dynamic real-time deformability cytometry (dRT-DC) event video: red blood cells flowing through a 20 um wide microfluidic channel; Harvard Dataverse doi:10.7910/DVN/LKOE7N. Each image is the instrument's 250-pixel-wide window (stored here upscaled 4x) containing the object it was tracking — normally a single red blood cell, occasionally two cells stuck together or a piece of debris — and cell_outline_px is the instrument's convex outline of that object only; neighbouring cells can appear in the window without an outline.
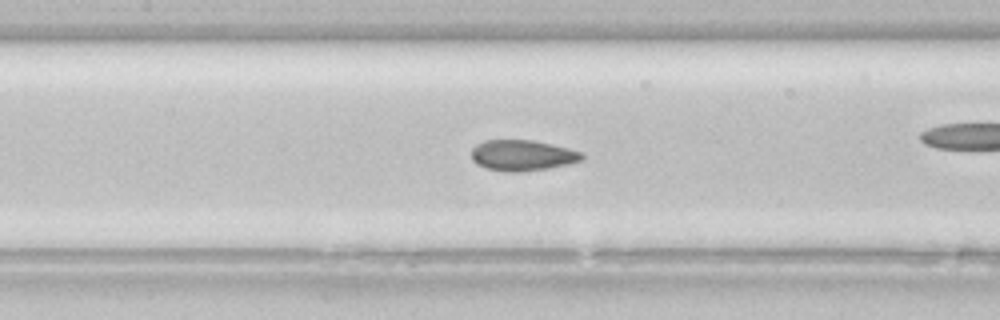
{"species": "common noctule bat (a hibernating species)", "species_latin": "Nyctalus noctula", "temperature_condition": "room temperature", "stored_images_in_passage": 54, "camera_frame_rate_fps": 3000, "um_per_image_px": 0.085, "animal": {"sex": "female", "body_mass_g": 22.7, "forearm_length_mm": 54.2}, "frame": {"image": 1, "passage_image": 24, "time_ms": 7.667, "image_size_px": [1000, 320], "cell_outline_px": [[584, 160], [568, 164], [548, 168], [520, 172], [508, 172], [484, 168], [476, 164], [472, 160], [472, 148], [476, 144], [484, 140], [532, 140], [552, 144], [584, 152]], "centroid_in_image_um": [44.41, 13.21], "position_along_channel_um": 163.0, "area_um2": 20.06}, "authors_computed_cell_mechanics": {"area_um2": 20.4612, "velocity_mm_per_s": 3.8425, "shape_relaxation_time_tau1_ms": 6.885, "shape_relaxation_time_tau2_ms": 1.322, "deformation_change_tau1": 0.1351, "deformation_change_tau2": 0.0549}}